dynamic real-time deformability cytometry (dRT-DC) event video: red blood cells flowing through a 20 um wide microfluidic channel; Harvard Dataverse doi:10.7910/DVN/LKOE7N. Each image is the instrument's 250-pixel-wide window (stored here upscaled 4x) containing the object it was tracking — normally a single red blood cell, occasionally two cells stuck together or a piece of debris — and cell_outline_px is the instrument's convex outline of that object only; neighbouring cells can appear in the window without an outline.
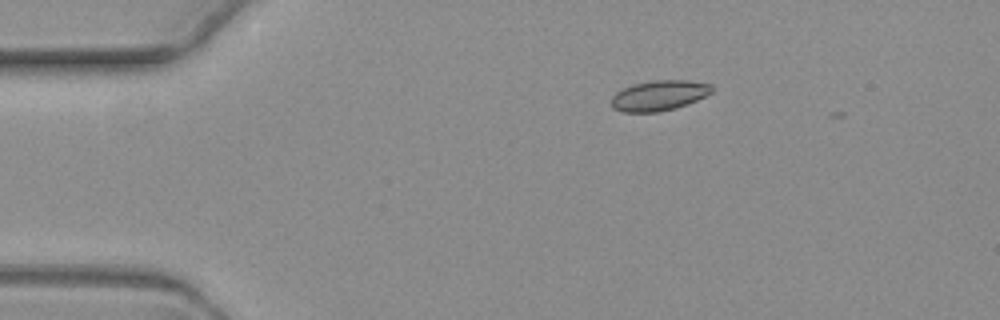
{"species": "common noctule bat (a hibernating species)", "species_latin": "Nyctalus noctula", "temperature_condition": "warm", "stored_images_in_passage": 5, "camera_frame_rate_fps": 3000, "um_per_image_px": 0.085, "animal": {"sex": "female", "body_mass_g": 19.3, "forearm_length_mm": 54.1}, "frame": {"image": 1, "passage_image": 3, "time_ms": 3.333, "image_size_px": [1000, 320], "cell_outline_px": [[716, 88], [712, 92], [688, 104], [676, 108], [656, 112], [624, 112], [612, 108], [612, 96], [616, 92], [632, 84], [652, 80], [688, 80], [712, 84]], "centroid_in_image_um": [56.04, 8.11], "position_along_channel_um": 29.0, "area_um2": 17.86}}